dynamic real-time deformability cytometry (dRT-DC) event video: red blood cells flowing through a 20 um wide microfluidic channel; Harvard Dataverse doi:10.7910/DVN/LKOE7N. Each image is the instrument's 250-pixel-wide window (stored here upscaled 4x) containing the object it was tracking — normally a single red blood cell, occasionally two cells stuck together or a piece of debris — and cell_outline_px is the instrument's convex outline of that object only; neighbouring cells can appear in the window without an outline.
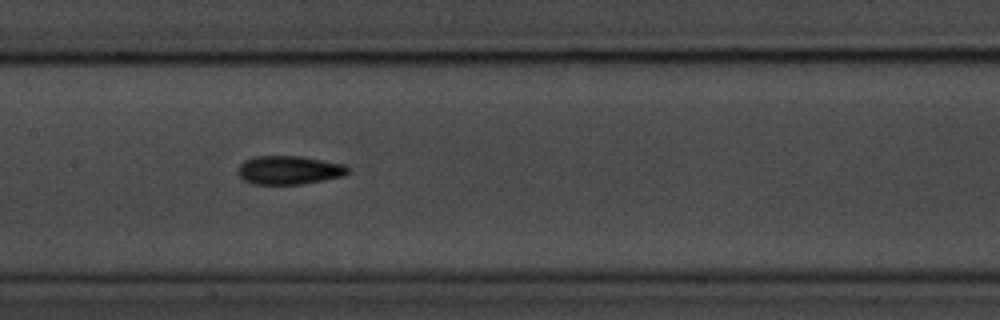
{"species": "common noctule bat (a hibernating species)", "species_latin": "Nyctalus noctula", "temperature_condition": "room temperature", "stored_images_in_passage": 11, "camera_frame_rate_fps": 3000, "um_per_image_px": 0.085, "animal": {"sex": "male", "body_mass_g": 20.1, "forearm_length_mm": 53.5}, "frame": {"image": 1, "passage_image": 7, "time_ms": 7.0, "image_size_px": [1000, 320], "cell_outline_px": [[348, 172], [344, 176], [324, 180], [300, 184], [252, 184], [244, 180], [236, 172], [240, 164], [244, 160], [256, 156], [300, 156], [344, 164], [348, 168]], "centroid_in_image_um": [24.54, 14.46], "position_along_channel_um": 182.9, "area_um2": 18.32}}